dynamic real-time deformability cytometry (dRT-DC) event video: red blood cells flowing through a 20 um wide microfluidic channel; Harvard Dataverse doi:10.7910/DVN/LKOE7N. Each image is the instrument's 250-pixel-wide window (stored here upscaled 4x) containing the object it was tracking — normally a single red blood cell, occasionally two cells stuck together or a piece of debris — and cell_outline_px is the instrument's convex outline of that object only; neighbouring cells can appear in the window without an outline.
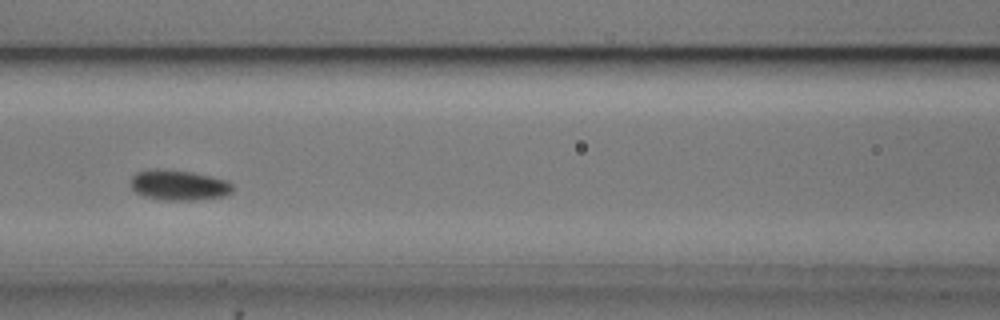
{"species": "common noctule bat (a hibernating species)", "species_latin": "Nyctalus noctula", "temperature_condition": "cold", "stored_images_in_passage": 8, "camera_frame_rate_fps": 3000, "um_per_image_px": 0.085, "animal": {"sex": "male", "body_mass_g": 20.5, "forearm_length_mm": 52.5}, "frame": {"image": 1, "passage_image": 6, "time_ms": 5.667, "image_size_px": [1000, 320], "cell_outline_px": [[232, 192], [228, 196], [196, 200], [160, 200], [144, 196], [136, 192], [132, 188], [132, 176], [136, 172], [152, 168], [160, 168], [192, 172], [228, 180], [232, 184]], "centroid_in_image_um": [15.22, 15.73], "position_along_channel_um": 151.4, "area_um2": 18.26}}
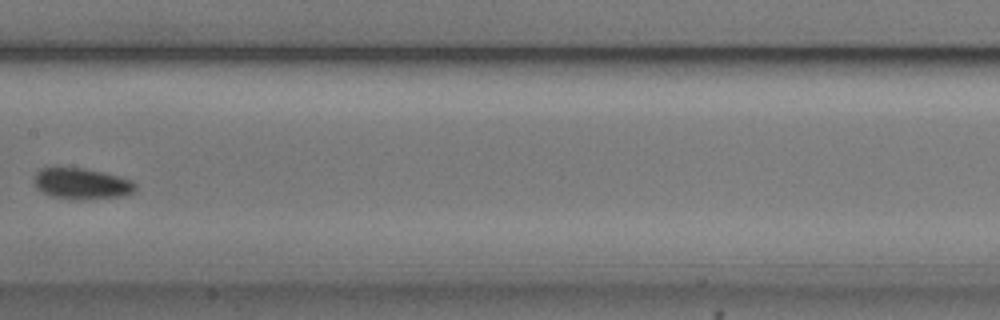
{"frame": {"image": 2, "passage_image": 7, "time_ms": 7.0, "image_size_px": [1000, 320], "cell_outline_px": [[136, 188], [132, 192], [120, 196], [80, 200], [72, 200], [52, 196], [36, 188], [36, 172], [40, 168], [84, 168], [132, 180], [136, 184]], "centroid_in_image_um": [6.94, 15.62], "position_along_channel_um": 200.5, "area_um2": 17.98}}
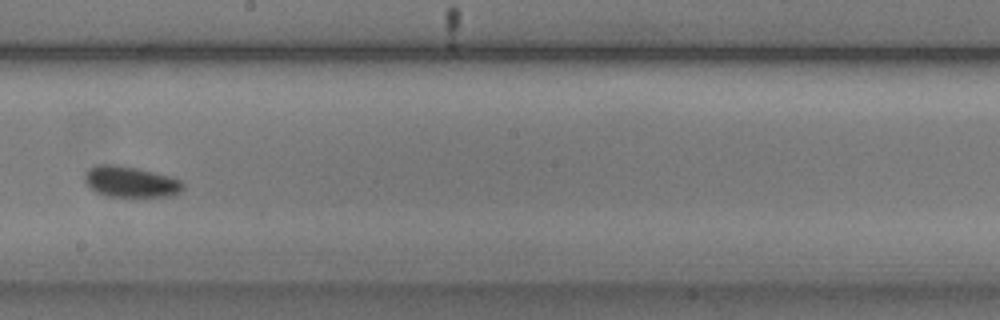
{"frame": {"image": 3, "passage_image": 8, "time_ms": 8.0, "image_size_px": [1000, 320], "cell_outline_px": [[184, 188], [180, 192], [172, 196], [104, 196], [96, 192], [84, 180], [84, 172], [88, 168], [96, 164], [116, 164], [136, 168], [168, 176], [180, 180], [184, 184]], "centroid_in_image_um": [11.07, 15.44], "position_along_channel_um": 237.1, "area_um2": 17.69}}